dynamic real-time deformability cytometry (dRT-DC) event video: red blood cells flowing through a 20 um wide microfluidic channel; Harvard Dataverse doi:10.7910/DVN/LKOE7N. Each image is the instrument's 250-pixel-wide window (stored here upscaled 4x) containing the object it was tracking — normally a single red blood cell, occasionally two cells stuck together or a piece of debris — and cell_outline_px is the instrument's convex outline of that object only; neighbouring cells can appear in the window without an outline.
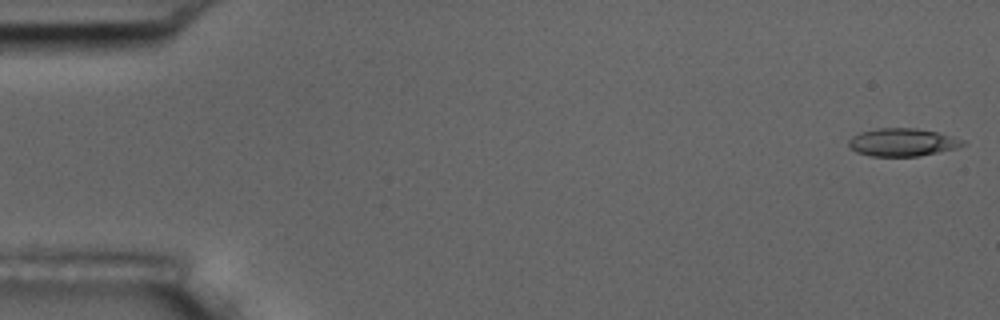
{"species": "common noctule bat (a hibernating species)", "species_latin": "Nyctalus noctula", "temperature_condition": "room temperature", "stored_images_in_passage": 6, "camera_frame_rate_fps": 3000, "um_per_image_px": 0.085, "animal": {"sex": "male", "body_mass_g": 17.5, "forearm_length_mm": 52.3}, "frame": {"image": 1, "passage_image": 1, "time_ms": 0.0, "image_size_px": [1000, 320], "cell_outline_px": [[968, 144], [956, 148], [916, 156], [872, 156], [856, 152], [848, 148], [848, 140], [852, 136], [860, 132], [880, 128], [916, 128], [936, 132], [952, 136], [964, 140]], "centroid_in_image_um": [76.68, 12.09], "position_along_channel_um": 8.3, "area_um2": 18.5}}
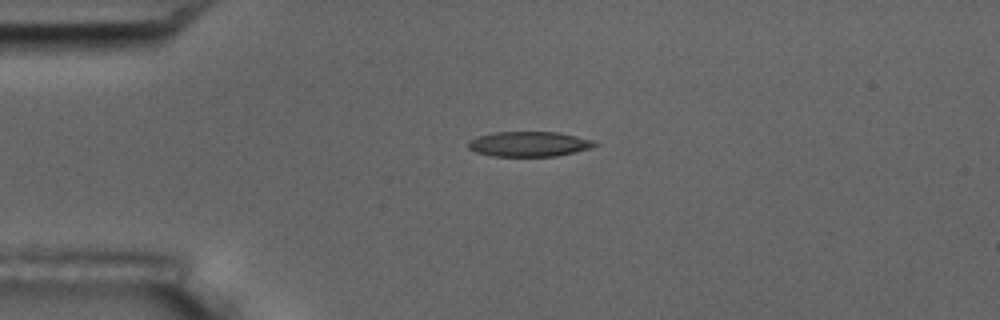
{"frame": {"image": 2, "passage_image": 4, "time_ms": 1.0, "image_size_px": [1000, 320], "cell_outline_px": [[600, 144], [592, 148], [576, 152], [556, 156], [492, 156], [476, 152], [468, 148], [468, 140], [476, 136], [492, 132], [556, 132], [596, 140]], "centroid_in_image_um": [44.99, 12.24], "position_along_channel_um": 40.0, "area_um2": 18.73}}